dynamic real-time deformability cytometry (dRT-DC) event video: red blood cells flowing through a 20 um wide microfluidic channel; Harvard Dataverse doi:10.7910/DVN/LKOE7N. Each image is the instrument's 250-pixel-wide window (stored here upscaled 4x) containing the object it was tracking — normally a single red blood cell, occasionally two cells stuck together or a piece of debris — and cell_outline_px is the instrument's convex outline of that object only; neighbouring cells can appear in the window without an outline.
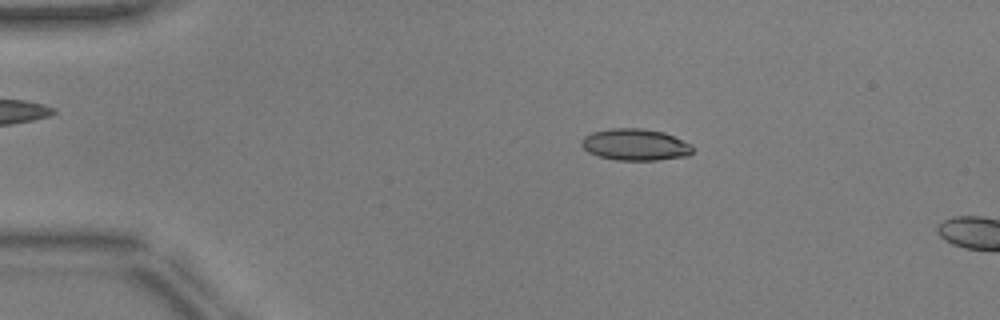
{"species": "common noctule bat (a hibernating species)", "species_latin": "Nyctalus noctula", "temperature_condition": "warm", "stored_images_in_passage": 12, "camera_frame_rate_fps": 3000, "um_per_image_px": 0.085, "animal": {"sex": "male", "body_mass_g": 17.9, "forearm_length_mm": 54.2}, "frame": {"image": 1, "passage_image": 9, "time_ms": 2.667, "image_size_px": [1000, 320], "cell_outline_px": [[692, 152], [688, 156], [660, 160], [616, 160], [600, 156], [588, 152], [580, 144], [580, 140], [584, 136], [592, 132], [612, 128], [644, 128], [664, 132], [692, 144]], "centroid_in_image_um": [54.0, 12.29], "position_along_channel_um": 31.0, "area_um2": 20.63}}